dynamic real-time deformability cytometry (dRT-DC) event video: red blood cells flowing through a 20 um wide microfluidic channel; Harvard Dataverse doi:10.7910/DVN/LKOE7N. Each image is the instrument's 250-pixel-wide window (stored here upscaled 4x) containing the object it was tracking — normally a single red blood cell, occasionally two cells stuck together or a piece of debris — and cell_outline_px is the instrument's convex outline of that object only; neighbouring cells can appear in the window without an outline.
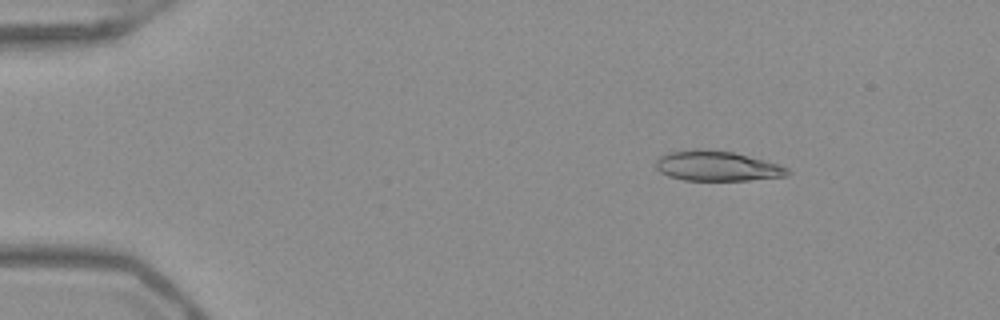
{"species": "Egyptian fruit bat (a non-hibernating species)", "species_latin": "Rousettus aegyptiacus", "temperature_condition": "warm", "stored_images_in_passage": 51, "camera_frame_rate_fps": 3000, "um_per_image_px": 0.085, "frame": {"image": 1, "passage_image": 7, "time_ms": 2.0, "image_size_px": [1000, 320], "cell_outline_px": [[792, 172], [788, 176], [748, 180], [684, 180], [668, 176], [660, 172], [656, 168], [656, 160], [660, 156], [668, 152], [696, 148], [708, 148], [732, 152], [780, 164], [788, 168]], "centroid_in_image_um": [60.95, 14.1], "position_along_channel_um": 24.1, "area_um2": 23.29}}
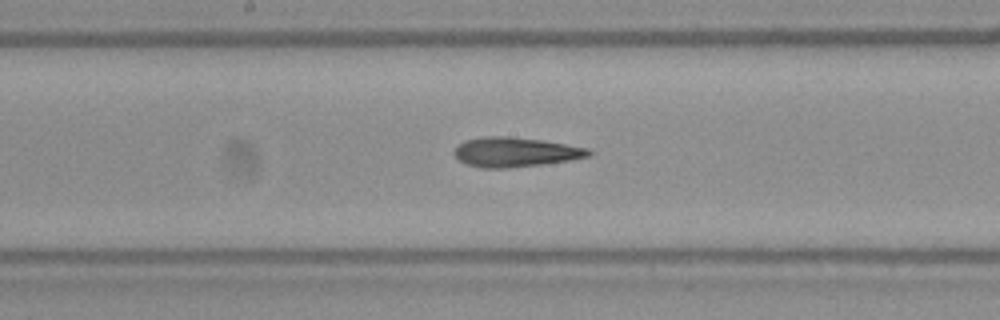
{"frame": {"image": 2, "passage_image": 27, "time_ms": 8.667, "image_size_px": [1000, 320], "cell_outline_px": [[592, 156], [572, 160], [544, 164], [508, 168], [480, 168], [464, 164], [452, 152], [464, 140], [484, 136], [508, 136], [540, 140], [588, 148], [592, 152]], "centroid_in_image_um": [43.8, 12.94], "position_along_channel_um": 204.4, "area_um2": 23.29}}
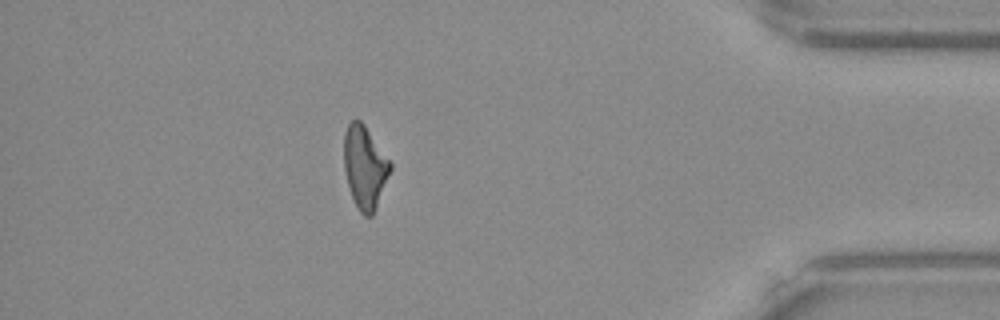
{"frame": {"image": 3, "passage_image": 45, "time_ms": 14.667, "image_size_px": [1000, 320], "cell_outline_px": [[392, 168], [372, 216], [364, 216], [360, 212], [352, 196], [348, 184], [344, 168], [344, 132], [348, 124], [352, 120], [360, 120], [364, 124], [392, 164]], "centroid_in_image_um": [31.0, 14.19], "position_along_channel_um": 404.2, "area_um2": 21.96}, "authors_computed_cell_mechanics": {"area_um2": 23.0622, "velocity_mm_per_s": 3.9986, "shape_relaxation_time_tau1_ms": null, "shape_relaxation_time_tau2_ms": 3.0682, "deformation_change_tau1": null, "deformation_change_tau2": 0.1526}}